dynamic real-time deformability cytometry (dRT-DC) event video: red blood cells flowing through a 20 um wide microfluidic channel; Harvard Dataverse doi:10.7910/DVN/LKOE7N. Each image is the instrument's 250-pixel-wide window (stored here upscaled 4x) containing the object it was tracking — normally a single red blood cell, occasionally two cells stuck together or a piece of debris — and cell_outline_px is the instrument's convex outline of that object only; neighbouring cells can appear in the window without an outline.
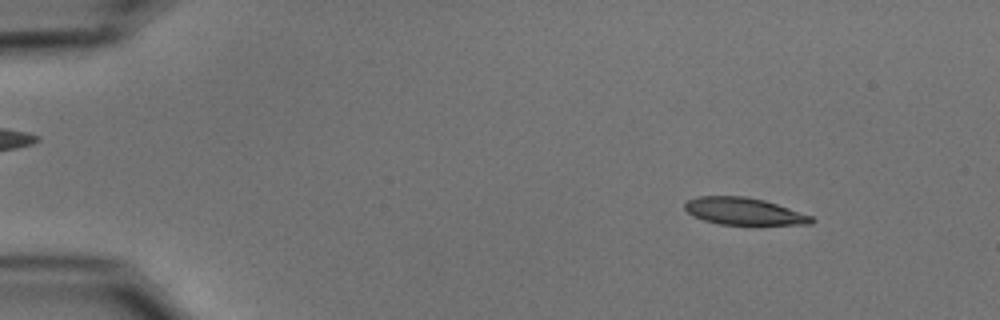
{"species": "common noctule bat (a hibernating species)", "species_latin": "Nyctalus noctula", "temperature_condition": "cold", "stored_images_in_passage": 53, "camera_frame_rate_fps": 3000, "um_per_image_px": 0.085, "animal": {"sex": "male", "body_mass_g": 15.6}, "frame": {"image": 1, "passage_image": 6, "time_ms": 1.667, "image_size_px": [1000, 320], "cell_outline_px": [[816, 220], [812, 224], [752, 228], [720, 224], [704, 220], [688, 212], [684, 208], [684, 204], [688, 200], [696, 196], [744, 196], [764, 200], [812, 216]], "centroid_in_image_um": [63.32, 18.03], "position_along_channel_um": 21.7, "area_um2": 21.04}}
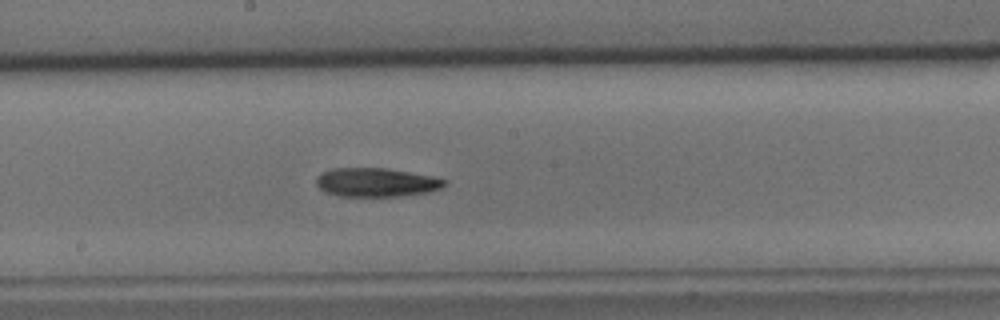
{"frame": {"image": 2, "passage_image": 29, "time_ms": 9.333, "image_size_px": [1000, 320], "cell_outline_px": [[448, 184], [440, 188], [428, 192], [400, 196], [340, 196], [324, 192], [316, 184], [316, 176], [332, 168], [384, 168], [432, 176], [448, 180]], "centroid_in_image_um": [31.98, 15.5], "position_along_channel_um": 216.2, "area_um2": 21.5}}
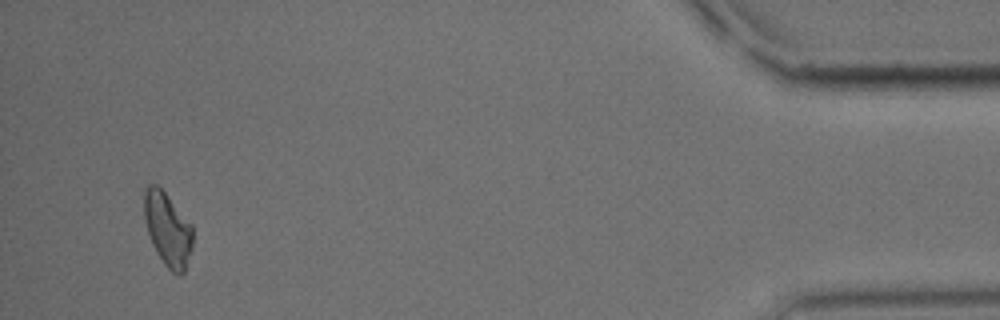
{"frame": {"image": 3, "passage_image": 51, "time_ms": 16.667, "image_size_px": [1000, 320], "cell_outline_px": [[192, 248], [184, 272], [180, 276], [172, 272], [164, 264], [152, 244], [144, 220], [144, 188], [148, 184], [156, 184], [168, 196], [192, 224]], "centroid_in_image_um": [14.25, 19.48], "position_along_channel_um": 421.0, "area_um2": 20.81}, "authors_computed_cell_mechanics": {"area_um2": 20.8658, "velocity_mm_per_s": 3.7308, "shape_relaxation_time_tau1_ms": 6.1047, "shape_relaxation_time_tau2_ms": null, "deformation_change_tau1": 0.1635, "deformation_change_tau2": null}}